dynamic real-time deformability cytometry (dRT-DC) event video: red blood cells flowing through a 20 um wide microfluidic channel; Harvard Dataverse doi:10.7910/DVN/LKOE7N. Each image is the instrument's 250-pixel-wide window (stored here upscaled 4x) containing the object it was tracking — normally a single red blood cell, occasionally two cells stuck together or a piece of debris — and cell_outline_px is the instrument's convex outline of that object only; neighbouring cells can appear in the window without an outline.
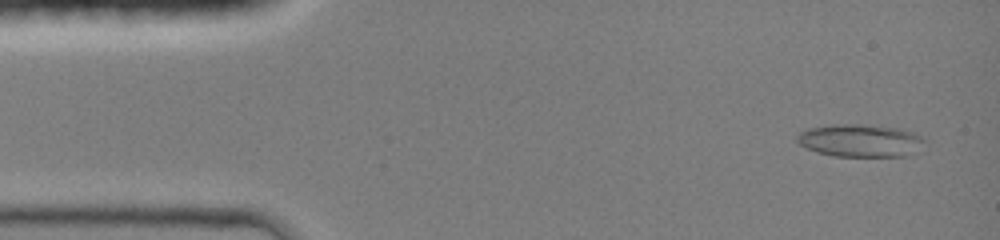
{"species": "common noctule bat (a hibernating species)", "species_latin": "Nyctalus noctula", "temperature_condition": "room temperature", "stored_images_in_passage": 44, "camera_frame_rate_fps": 3000, "um_per_image_px": 0.085, "animal": {"sex": "female", "body_mass_g": 19.0, "forearm_length_mm": 51.5}, "frame": {"image": 1, "passage_image": 2, "time_ms": 0.333, "image_size_px": [1000, 240], "cell_outline_px": [[928, 140], [924, 152], [908, 156], [832, 156], [816, 152], [800, 144], [796, 140], [796, 136], [800, 132], [808, 128], [832, 124], [856, 124], [900, 128], [912, 132]], "centroid_in_image_um": [73.24, 11.96], "position_along_channel_um": 11.8, "area_um2": 24.91}}
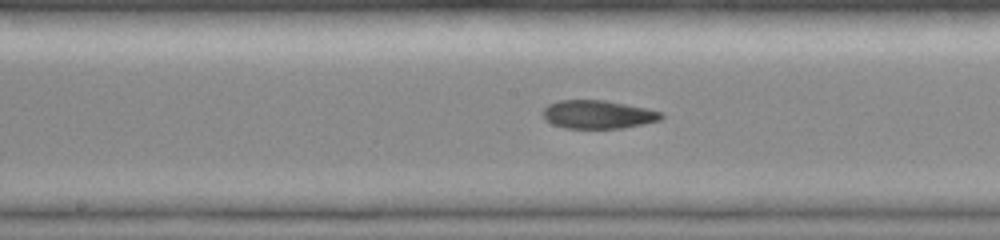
{"frame": {"image": 2, "passage_image": 22, "time_ms": 7.0, "image_size_px": [1000, 240], "cell_outline_px": [[664, 116], [660, 120], [644, 124], [620, 128], [564, 128], [552, 124], [544, 120], [540, 112], [548, 104], [560, 100], [604, 100], [664, 112]], "centroid_in_image_um": [50.78, 9.73], "position_along_channel_um": 197.4, "area_um2": 19.65}}
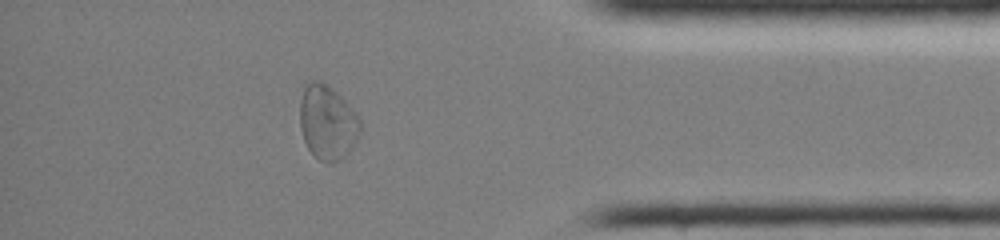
{"frame": {"image": 3, "passage_image": 38, "time_ms": 12.333, "image_size_px": [1000, 240], "cell_outline_px": [[360, 132], [352, 148], [340, 160], [332, 164], [328, 164], [320, 160], [308, 148], [304, 140], [300, 128], [300, 100], [304, 88], [312, 80], [320, 80], [332, 88], [352, 108], [360, 120]], "centroid_in_image_um": [27.83, 10.41], "position_along_channel_um": 407.4, "area_um2": 26.07}, "authors_computed_cell_mechanics": {"area_um2": 21.1259, "velocity_mm_per_s": 4.2542, "shape_relaxation_time_tau1_ms": null, "shape_relaxation_time_tau2_ms": 2.9021, "deformation_change_tau1": null, "deformation_change_tau2": 0.0752}}